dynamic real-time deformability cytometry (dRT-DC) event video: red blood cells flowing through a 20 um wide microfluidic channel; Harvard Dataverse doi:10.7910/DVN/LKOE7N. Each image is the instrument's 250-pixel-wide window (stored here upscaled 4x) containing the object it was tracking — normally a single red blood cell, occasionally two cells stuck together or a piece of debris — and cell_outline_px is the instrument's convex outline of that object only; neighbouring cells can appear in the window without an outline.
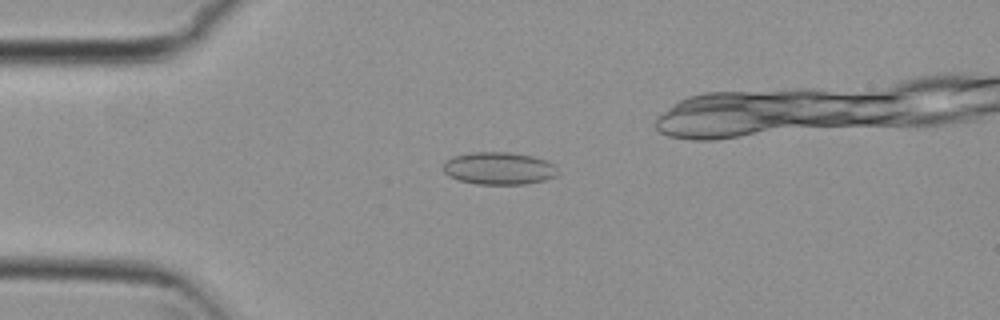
{"species": "common noctule bat (a hibernating species)", "species_latin": "Nyctalus noctula", "temperature_condition": "cold", "stored_images_in_passage": 41, "camera_frame_rate_fps": 3000, "um_per_image_px": 0.085, "animal": {"sex": "female", "body_mass_g": 29.2, "forearm_length_mm": 56.3}, "frame": {"image": 1, "passage_image": 7, "time_ms": 2.0, "image_size_px": [1000, 320], "cell_outline_px": [[560, 172], [556, 176], [544, 180], [524, 184], [476, 184], [460, 180], [448, 176], [440, 168], [444, 160], [452, 156], [472, 152], [508, 152], [532, 156], [556, 164]], "centroid_in_image_um": [42.38, 14.3], "position_along_channel_um": 42.6, "area_um2": 22.02}}
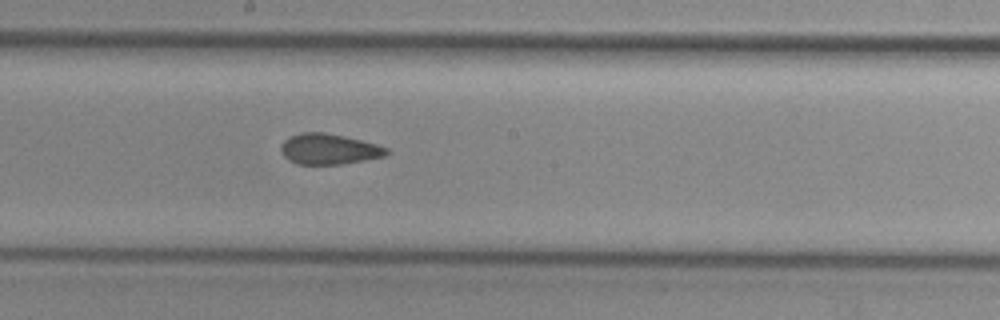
{"frame": {"image": 2, "passage_image": 23, "time_ms": 7.333, "image_size_px": [1000, 320], "cell_outline_px": [[388, 152], [384, 156], [364, 160], [340, 164], [296, 164], [288, 160], [284, 156], [280, 148], [280, 144], [284, 140], [300, 132], [324, 132], [344, 136], [376, 144], [388, 148]], "centroid_in_image_um": [27.92, 12.67], "position_along_channel_um": 220.3, "area_um2": 18.73}}
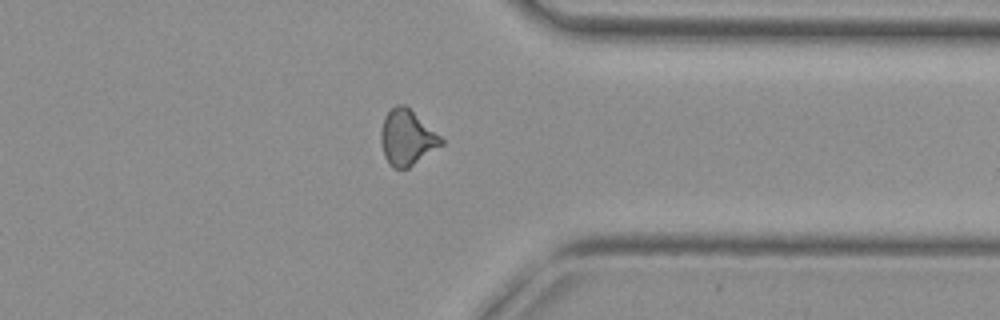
{"frame": {"image": 3, "passage_image": 36, "time_ms": 11.667, "image_size_px": [1000, 320], "cell_outline_px": [[444, 144], [408, 168], [392, 168], [388, 164], [384, 156], [380, 140], [380, 132], [384, 116], [396, 104], [404, 104], [440, 136], [444, 140]], "centroid_in_image_um": [34.56, 11.71], "position_along_channel_um": 376.8, "area_um2": 19.36}, "authors_computed_cell_mechanics": {"area_um2": 19.4208, "velocity_mm_per_s": 3.7489, "shape_relaxation_time_tau1_ms": null, "shape_relaxation_time_tau2_ms": 2.2708, "deformation_change_tau1": null, "deformation_change_tau2": 0.0802}}